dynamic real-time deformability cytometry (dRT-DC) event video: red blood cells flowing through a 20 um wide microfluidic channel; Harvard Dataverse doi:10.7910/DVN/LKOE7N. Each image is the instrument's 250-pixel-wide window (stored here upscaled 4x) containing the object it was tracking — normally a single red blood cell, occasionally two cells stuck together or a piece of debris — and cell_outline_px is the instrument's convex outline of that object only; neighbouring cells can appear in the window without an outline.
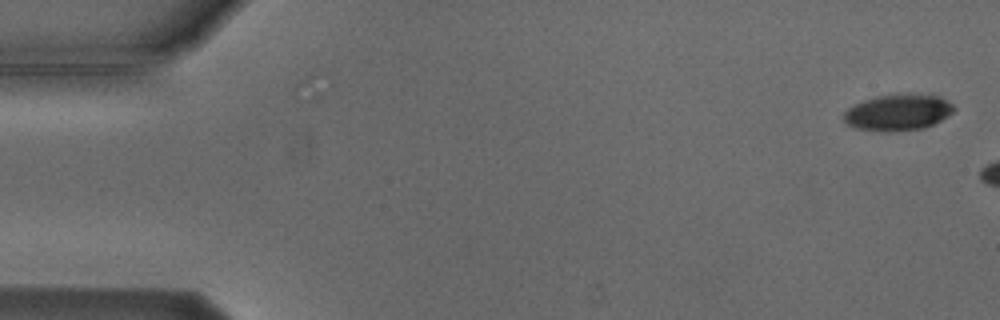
{"species": "Egyptian fruit bat (a non-hibernating species)", "species_latin": "Rousettus aegyptiacus", "temperature_condition": "cold", "stored_images_in_passage": 4, "camera_frame_rate_fps": 3000, "um_per_image_px": 0.085, "animal": {"sex": "male"}, "frame": {"image": 1, "passage_image": 1, "time_ms": 0.0, "image_size_px": [1000, 320], "cell_outline_px": [[956, 108], [948, 116], [924, 128], [888, 132], [856, 128], [848, 124], [844, 120], [844, 112], [848, 108], [864, 100], [876, 96], [908, 92], [940, 96], [952, 104]], "centroid_in_image_um": [76.35, 9.53], "position_along_channel_um": 8.6, "area_um2": 23.41}}